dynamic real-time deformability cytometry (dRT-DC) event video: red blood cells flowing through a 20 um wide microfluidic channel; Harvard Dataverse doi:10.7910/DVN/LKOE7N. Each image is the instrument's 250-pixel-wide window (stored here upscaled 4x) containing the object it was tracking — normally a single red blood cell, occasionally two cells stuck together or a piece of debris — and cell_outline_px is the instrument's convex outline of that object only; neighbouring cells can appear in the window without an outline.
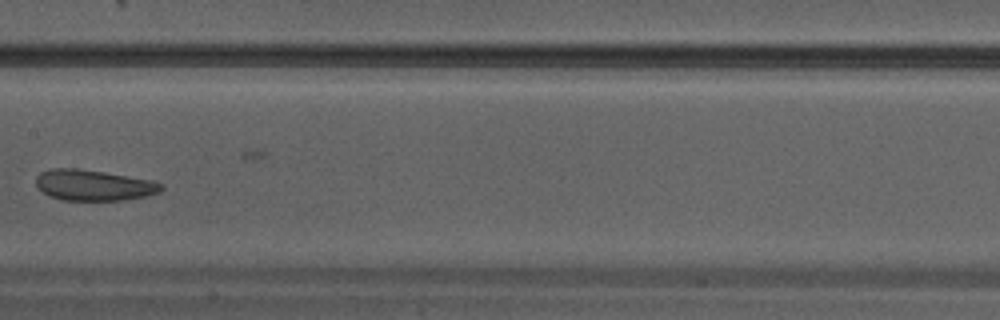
{"species": "Egyptian fruit bat (a non-hibernating species)", "species_latin": "Rousettus aegyptiacus", "temperature_condition": "warm", "stored_images_in_passage": 33, "camera_frame_rate_fps": 3000, "um_per_image_px": 0.085, "animal": {"sex": "male"}, "frame": {"image": 1, "passage_image": 15, "time_ms": 4.667, "image_size_px": [1000, 320], "cell_outline_px": [[164, 188], [160, 192], [144, 196], [124, 200], [60, 200], [48, 196], [36, 184], [36, 176], [40, 172], [52, 168], [76, 168], [104, 172], [152, 180], [164, 184]], "centroid_in_image_um": [7.96, 15.74], "position_along_channel_um": 199.4, "area_um2": 22.54}}
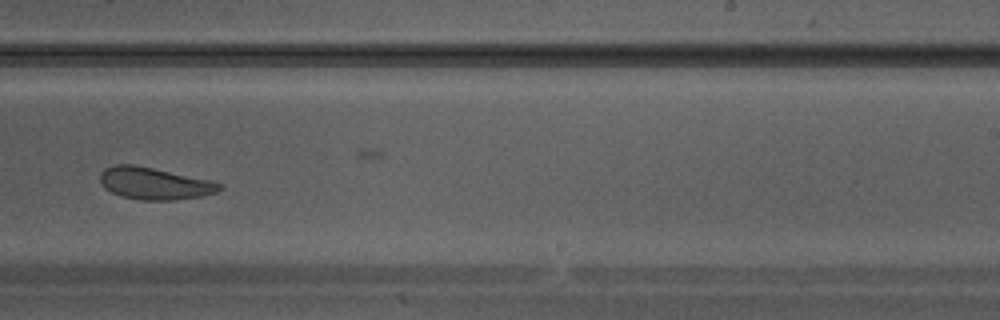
{"frame": {"image": 2, "passage_image": 19, "time_ms": 6.0, "image_size_px": [1000, 320], "cell_outline_px": [[224, 188], [216, 192], [200, 196], [176, 200], [140, 200], [124, 196], [112, 192], [104, 188], [100, 180], [100, 172], [104, 168], [116, 164], [132, 164], [152, 168], [208, 180], [224, 184]], "centroid_in_image_um": [13.11, 15.59], "position_along_channel_um": 275.9, "area_um2": 22.08}}